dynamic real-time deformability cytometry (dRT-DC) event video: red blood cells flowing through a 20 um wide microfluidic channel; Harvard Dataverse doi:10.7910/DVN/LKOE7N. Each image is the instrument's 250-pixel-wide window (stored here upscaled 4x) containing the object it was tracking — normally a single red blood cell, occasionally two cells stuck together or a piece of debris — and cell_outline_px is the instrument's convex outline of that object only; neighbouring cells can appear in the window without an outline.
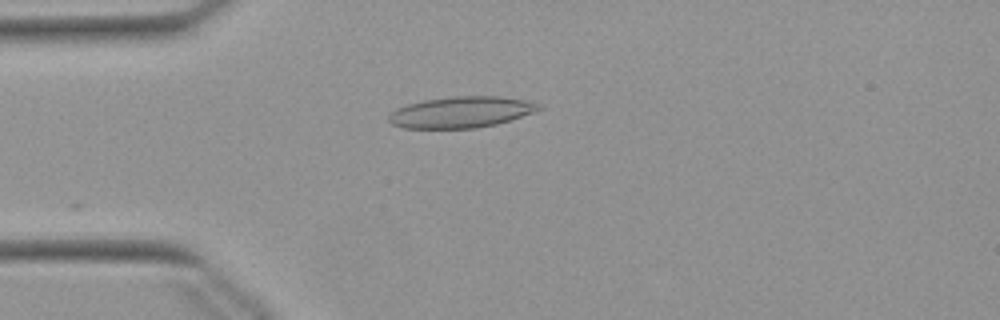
{"species": "Egyptian fruit bat (a non-hibernating species)", "species_latin": "Rousettus aegyptiacus", "temperature_condition": "warm", "stored_images_in_passage": 29, "camera_frame_rate_fps": 3000, "um_per_image_px": 0.085, "animal": {"sex": "female"}, "frame": {"image": 1, "passage_image": 2, "time_ms": 0.333, "image_size_px": [1000, 320], "cell_outline_px": [[544, 108], [536, 112], [496, 124], [476, 128], [404, 128], [392, 124], [388, 120], [388, 116], [396, 108], [408, 104], [424, 100], [452, 96], [500, 96], [524, 100], [540, 104]], "centroid_in_image_um": [39.21, 9.53], "position_along_channel_um": 45.8, "area_um2": 27.28}}
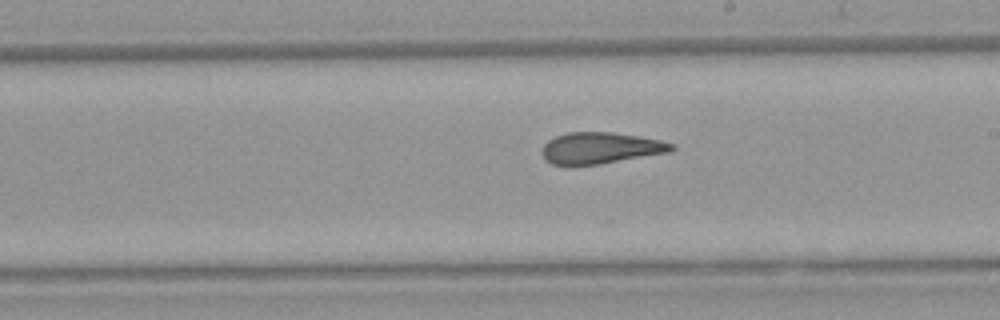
{"frame": {"image": 2, "passage_image": 18, "time_ms": 5.667, "image_size_px": [1000, 320], "cell_outline_px": [[676, 148], [668, 152], [600, 164], [552, 164], [544, 160], [540, 152], [544, 144], [548, 140], [556, 136], [568, 132], [612, 132], [640, 136], [660, 140], [676, 144]], "centroid_in_image_um": [51.03, 12.57], "position_along_channel_um": 238.0, "area_um2": 23.64}}
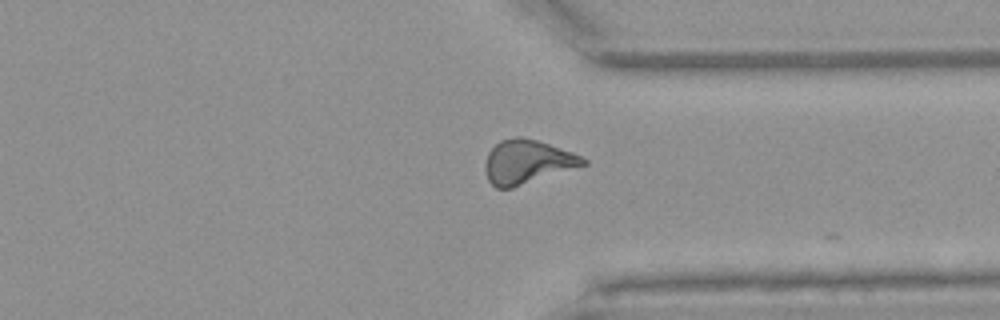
{"frame": {"image": 3, "passage_image": 28, "time_ms": 9.0, "image_size_px": [1000, 320], "cell_outline_px": [[588, 164], [512, 188], [496, 188], [488, 180], [484, 172], [484, 164], [488, 152], [500, 140], [516, 136], [520, 136], [536, 140], [572, 152], [588, 160]], "centroid_in_image_um": [44.78, 13.76], "position_along_channel_um": 366.6, "area_um2": 25.03}}